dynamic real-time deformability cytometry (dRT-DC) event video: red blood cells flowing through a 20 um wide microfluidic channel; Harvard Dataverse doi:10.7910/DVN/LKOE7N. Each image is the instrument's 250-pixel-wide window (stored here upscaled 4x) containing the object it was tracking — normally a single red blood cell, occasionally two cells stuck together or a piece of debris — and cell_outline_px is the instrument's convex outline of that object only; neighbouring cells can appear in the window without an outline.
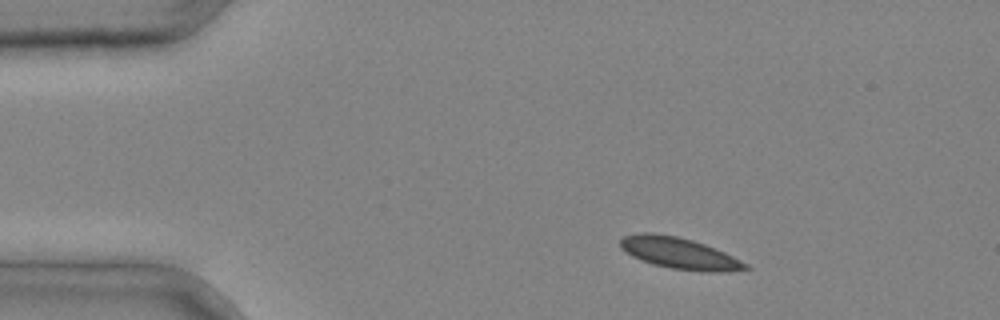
{"species": "common noctule bat (a hibernating species)", "species_latin": "Nyctalus noctula", "temperature_condition": "cold", "stored_images_in_passage": 2, "camera_frame_rate_fps": 3000, "um_per_image_px": 0.085, "animal": {"sex": "male", "body_mass_g": 20.4}, "frame": {"image": 1, "passage_image": 1, "time_ms": 0.0, "image_size_px": [1000, 320], "cell_outline_px": [[752, 268], [728, 272], [700, 272], [672, 268], [652, 264], [632, 256], [620, 248], [620, 240], [624, 236], [640, 232], [652, 232], [676, 236], [692, 240], [704, 244], [724, 252], [748, 264]], "centroid_in_image_um": [57.75, 21.53], "position_along_channel_um": 27.3, "area_um2": 22.95}}